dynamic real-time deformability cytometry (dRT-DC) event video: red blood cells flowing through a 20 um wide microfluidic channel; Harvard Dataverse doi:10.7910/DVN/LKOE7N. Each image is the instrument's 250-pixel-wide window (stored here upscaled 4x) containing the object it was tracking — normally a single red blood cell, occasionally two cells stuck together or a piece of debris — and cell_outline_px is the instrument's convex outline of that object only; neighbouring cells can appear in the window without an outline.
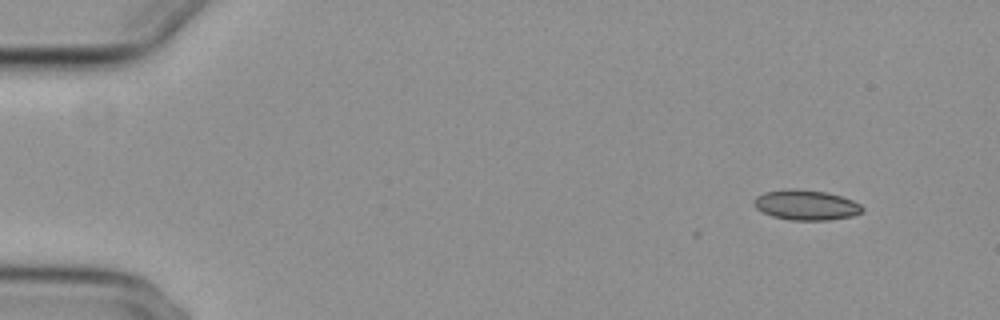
{"species": "common noctule bat (a hibernating species)", "species_latin": "Nyctalus noctula", "temperature_condition": "cold", "stored_images_in_passage": 3, "camera_frame_rate_fps": 3000, "um_per_image_px": 0.085, "animal": {"sex": "female", "body_mass_g": 29.2, "forearm_length_mm": 56.3}, "frame": {"image": 1, "passage_image": 1, "time_ms": 0.0, "image_size_px": [1000, 320], "cell_outline_px": [[864, 212], [852, 216], [828, 220], [788, 220], [772, 216], [756, 208], [752, 204], [752, 200], [756, 196], [764, 192], [784, 188], [796, 188], [828, 192], [852, 200], [860, 204], [864, 208]], "centroid_in_image_um": [68.49, 17.41], "position_along_channel_um": 16.5, "area_um2": 19.36}}